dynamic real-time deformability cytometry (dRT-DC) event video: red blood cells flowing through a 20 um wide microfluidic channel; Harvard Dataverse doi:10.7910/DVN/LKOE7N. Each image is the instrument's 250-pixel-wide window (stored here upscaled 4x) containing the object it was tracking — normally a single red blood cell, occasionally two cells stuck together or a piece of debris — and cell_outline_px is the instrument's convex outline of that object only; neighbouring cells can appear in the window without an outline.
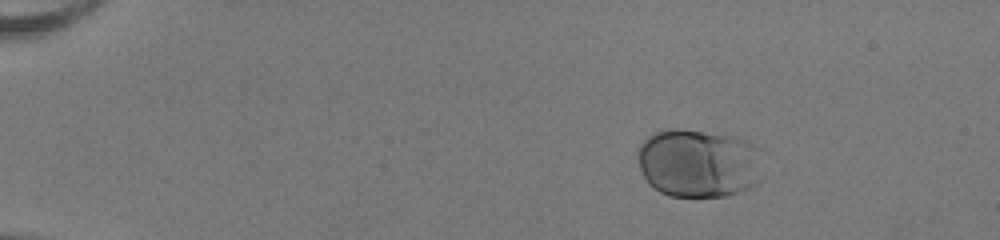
{"species": "human", "species_latin": "Homo sapiens", "temperature_condition": "room temperature", "stored_images_in_passage": 54, "camera_frame_rate_fps": 3000, "um_per_image_px": 0.085, "donor": {"sex": "female"}, "frame": {"image": 1, "passage_image": 10, "time_ms": 3.0, "image_size_px": [1000, 240], "cell_outline_px": [[764, 180], [740, 192], [724, 196], [672, 196], [660, 192], [652, 188], [648, 184], [640, 168], [640, 144], [648, 136], [656, 132], [676, 128], [724, 132], [748, 140], [764, 148]], "centroid_in_image_um": [59.54, 13.84], "position_along_channel_um": 25.5, "area_um2": 51.73}}
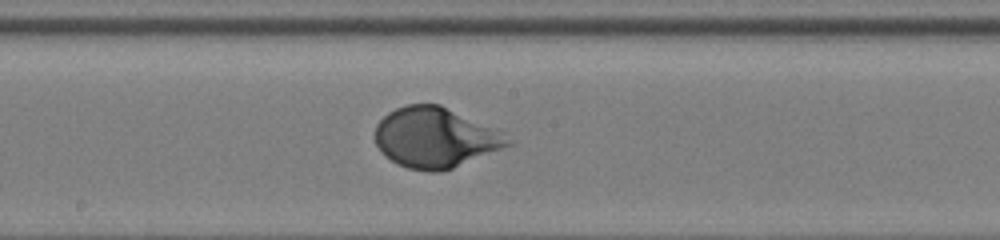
{"frame": {"image": 2, "passage_image": 32, "time_ms": 10.333, "image_size_px": [1000, 240], "cell_outline_px": [[516, 140], [512, 144], [452, 168], [440, 172], [432, 172], [408, 168], [396, 164], [384, 156], [380, 152], [376, 144], [376, 124], [388, 112], [396, 108], [408, 104], [440, 104], [500, 132]], "centroid_in_image_um": [36.95, 11.71], "position_along_channel_um": 211.2, "area_um2": 46.18}}
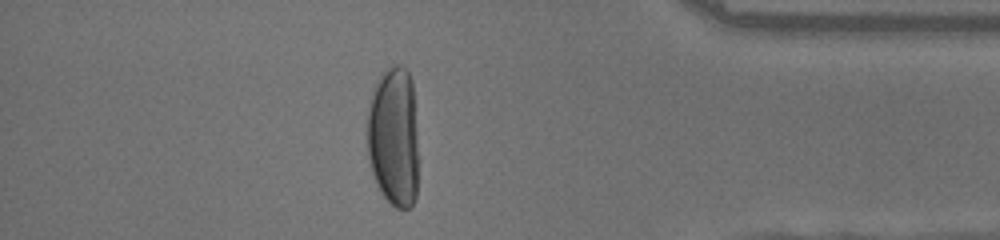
{"frame": {"image": 3, "passage_image": 48, "time_ms": 15.667, "image_size_px": [1000, 240], "cell_outline_px": [[416, 200], [408, 208], [396, 208], [380, 192], [376, 184], [372, 172], [368, 156], [368, 108], [372, 88], [384, 68], [392, 64], [400, 64], [408, 72], [412, 80], [416, 136]], "centroid_in_image_um": [33.43, 11.58], "position_along_channel_um": 401.8, "area_um2": 41.91}}